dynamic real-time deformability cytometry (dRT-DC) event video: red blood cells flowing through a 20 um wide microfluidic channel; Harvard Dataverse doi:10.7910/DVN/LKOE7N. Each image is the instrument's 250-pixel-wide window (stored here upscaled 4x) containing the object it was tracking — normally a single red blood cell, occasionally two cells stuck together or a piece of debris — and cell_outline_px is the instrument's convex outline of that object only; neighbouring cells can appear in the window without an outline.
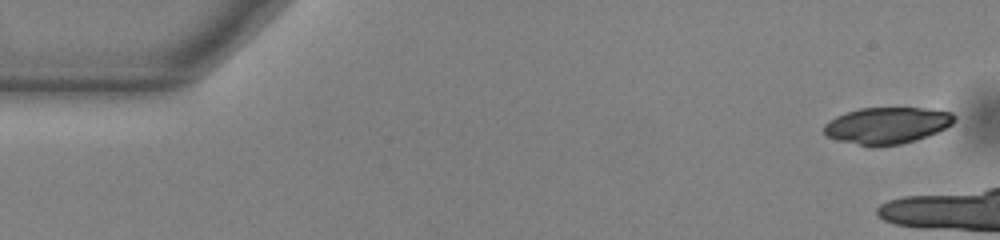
{"species": "common noctule bat (a hibernating species)", "species_latin": "Nyctalus noctula", "temperature_condition": "warm", "stored_images_in_passage": 8, "camera_frame_rate_fps": 3000, "um_per_image_px": 0.085, "animal": {"sex": "male", "body_mass_g": 13.0, "forearm_length_mm": 53.1}, "frame": {"image": 1, "passage_image": 1, "time_ms": 0.0, "image_size_px": [1000, 240], "cell_outline_px": [[956, 120], [952, 124], [936, 132], [916, 140], [900, 144], [860, 144], [836, 140], [824, 136], [824, 124], [828, 120], [836, 116], [860, 108], [924, 108], [952, 112], [956, 116]], "centroid_in_image_um": [75.39, 10.64], "position_along_channel_um": 9.6, "area_um2": 27.34}}